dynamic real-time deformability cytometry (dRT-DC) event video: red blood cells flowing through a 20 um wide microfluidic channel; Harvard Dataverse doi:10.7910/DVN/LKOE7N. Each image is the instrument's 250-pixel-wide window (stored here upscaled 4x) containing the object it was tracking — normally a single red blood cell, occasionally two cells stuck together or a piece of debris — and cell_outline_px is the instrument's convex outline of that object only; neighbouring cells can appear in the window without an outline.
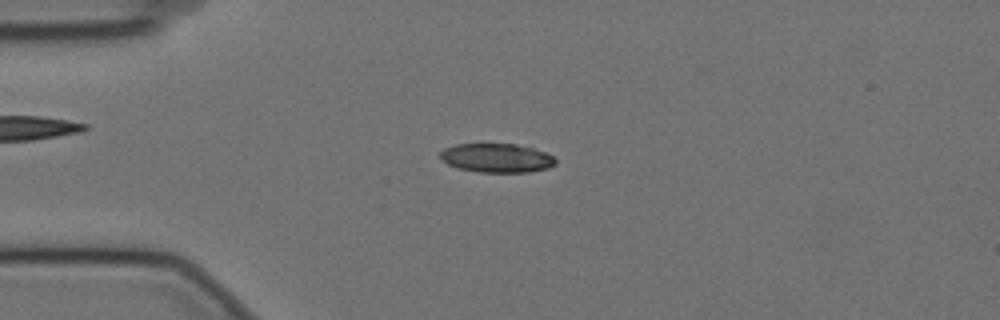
{"species": "Egyptian fruit bat (a non-hibernating species)", "species_latin": "Rousettus aegyptiacus", "temperature_condition": "cold", "stored_images_in_passage": 33, "camera_frame_rate_fps": 3000, "um_per_image_px": 0.085, "animal": {"sex": "female"}, "frame": {"image": 1, "passage_image": 14, "time_ms": 4.333, "image_size_px": [1000, 320], "cell_outline_px": [[556, 164], [548, 168], [528, 172], [480, 172], [456, 168], [448, 164], [440, 156], [440, 152], [444, 148], [456, 144], [516, 144], [532, 148], [544, 152], [552, 156], [556, 160]], "centroid_in_image_um": [42.21, 13.43], "position_along_channel_um": 42.8, "area_um2": 19.36}}
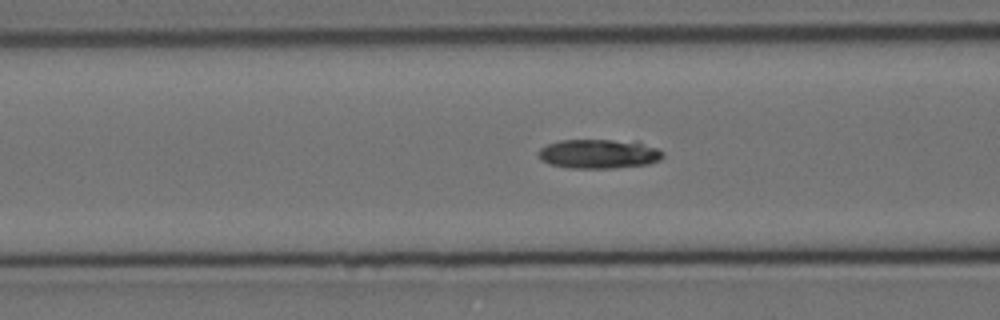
{"frame": {"image": 2, "passage_image": 22, "time_ms": 7.0, "image_size_px": [1000, 320], "cell_outline_px": [[664, 156], [660, 160], [648, 164], [616, 168], [568, 168], [548, 164], [540, 160], [536, 152], [540, 148], [548, 144], [560, 140], [636, 140], [656, 148], [664, 152]], "centroid_in_image_um": [50.89, 13.07], "position_along_channel_um": 115.7, "area_um2": 21.68}}
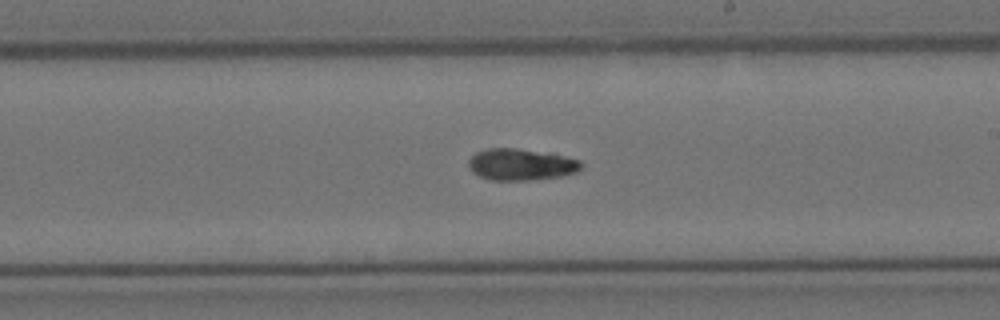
{"frame": {"image": 3, "passage_image": 33, "time_ms": 10.667, "image_size_px": [1000, 320], "cell_outline_px": [[584, 164], [580, 172], [560, 176], [528, 180], [488, 180], [472, 172], [468, 168], [468, 160], [476, 152], [488, 148], [516, 148], [552, 152], [580, 160]], "centroid_in_image_um": [44.33, 13.97], "position_along_channel_um": 244.7, "area_um2": 21.21}}